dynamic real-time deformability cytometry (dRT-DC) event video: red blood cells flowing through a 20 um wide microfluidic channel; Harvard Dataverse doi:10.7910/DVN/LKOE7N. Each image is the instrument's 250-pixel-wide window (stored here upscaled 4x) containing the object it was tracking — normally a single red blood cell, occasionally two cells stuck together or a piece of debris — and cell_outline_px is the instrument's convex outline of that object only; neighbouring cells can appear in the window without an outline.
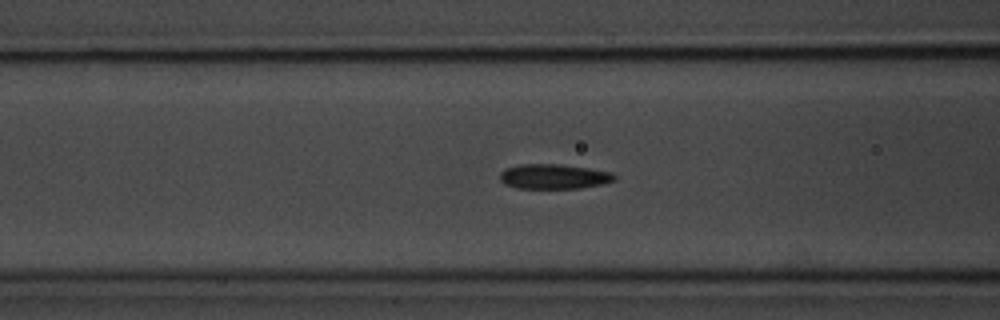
{"species": "common noctule bat (a hibernating species)", "species_latin": "Nyctalus noctula", "temperature_condition": "room temperature", "stored_images_in_passage": 38, "camera_frame_rate_fps": 3000, "um_per_image_px": 0.085, "animal": {"sex": "male", "body_mass_g": 20.1, "forearm_length_mm": 53.5}, "frame": {"image": 1, "passage_image": 7, "time_ms": 2.0, "image_size_px": [1000, 320], "cell_outline_px": [[616, 180], [604, 184], [580, 188], [520, 188], [504, 184], [500, 180], [500, 172], [504, 168], [520, 164], [556, 164], [588, 168], [612, 172], [616, 176]], "centroid_in_image_um": [47.08, 15.0], "position_along_channel_um": 119.5, "area_um2": 16.65}}
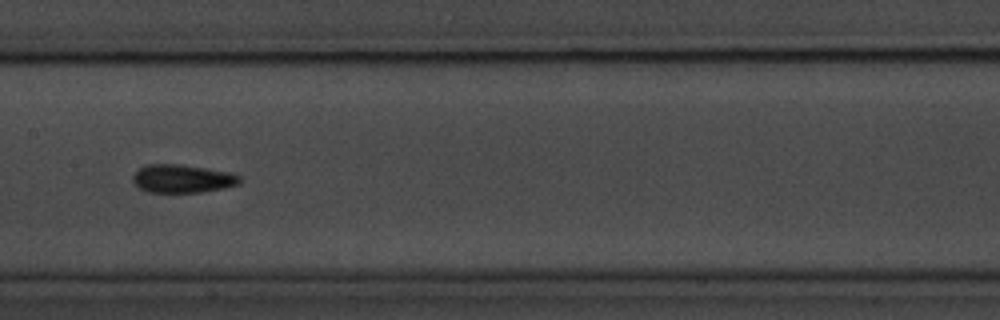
{"frame": {"image": 2, "passage_image": 13, "time_ms": 4.0, "image_size_px": [1000, 320], "cell_outline_px": [[240, 184], [224, 188], [200, 192], [148, 192], [140, 188], [132, 180], [132, 176], [140, 168], [148, 164], [180, 164], [228, 172], [240, 176]], "centroid_in_image_um": [15.5, 15.19], "position_along_channel_um": 191.9, "area_um2": 17.4}}
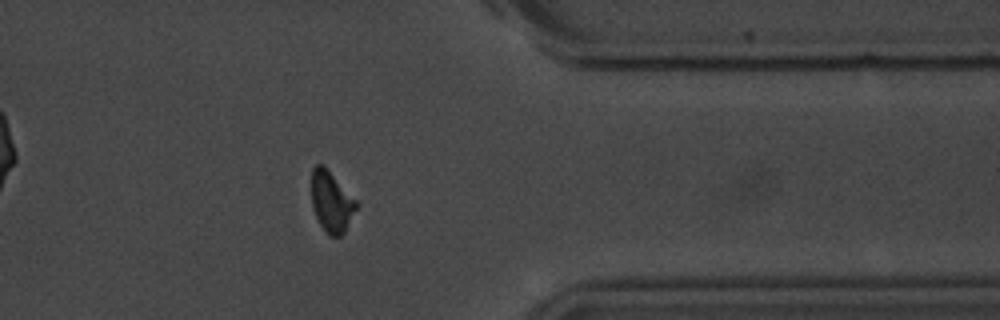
{"frame": {"image": 3, "passage_image": 30, "time_ms": 9.667, "image_size_px": [1000, 320], "cell_outline_px": [[360, 204], [344, 232], [340, 236], [328, 236], [320, 224], [312, 208], [312, 168], [316, 164], [324, 164]], "centroid_in_image_um": [28.19, 17.13], "position_along_channel_um": 383.2, "area_um2": 16.07}, "authors_computed_cell_mechanics": {"area_um2": 16.6464, "velocity_mm_per_s": 3.6081, "shape_relaxation_time_tau1_ms": 2.8903, "shape_relaxation_time_tau2_ms": 3.0014, "deformation_change_tau1": 0.1055, "deformation_change_tau2": 0.0723}}